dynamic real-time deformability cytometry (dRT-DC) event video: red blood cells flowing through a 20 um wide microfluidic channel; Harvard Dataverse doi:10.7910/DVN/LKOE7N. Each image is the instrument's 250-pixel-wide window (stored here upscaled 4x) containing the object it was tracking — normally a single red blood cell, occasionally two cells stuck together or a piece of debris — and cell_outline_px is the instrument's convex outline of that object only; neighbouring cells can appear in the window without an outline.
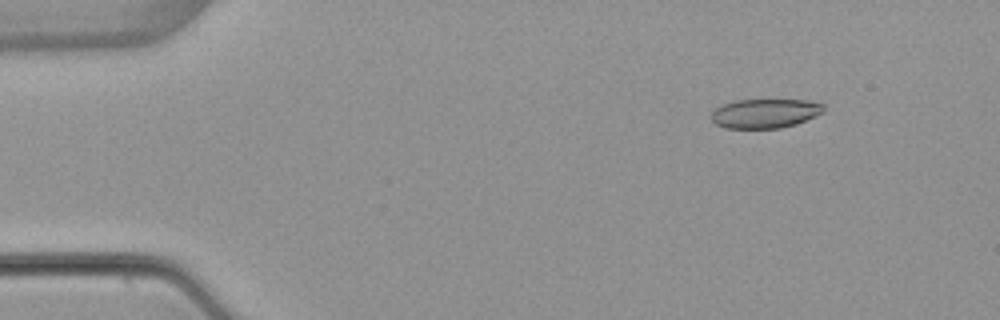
{"species": "common noctule bat (a hibernating species)", "species_latin": "Nyctalus noctula", "temperature_condition": "warm", "stored_images_in_passage": 6, "camera_frame_rate_fps": 3000, "um_per_image_px": 0.085, "animal": {"sex": "female", "body_mass_g": 22.7, "forearm_length_mm": 54.2}, "frame": {"image": 1, "passage_image": 2, "time_ms": 1.333, "image_size_px": [1000, 320], "cell_outline_px": [[824, 112], [816, 116], [796, 124], [780, 128], [724, 128], [716, 124], [712, 120], [712, 112], [716, 108], [732, 100], [808, 100], [824, 104]], "centroid_in_image_um": [65.05, 9.64], "position_along_channel_um": 20.0, "area_um2": 19.19}}
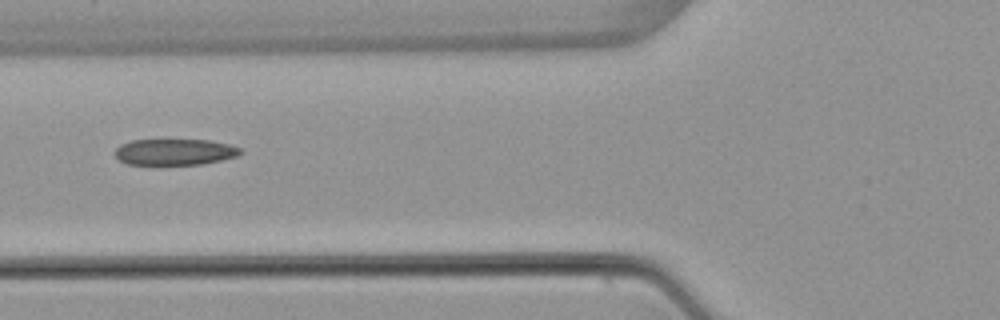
{"frame": {"image": 2, "passage_image": 5, "time_ms": 6.0, "image_size_px": [1000, 320], "cell_outline_px": [[244, 152], [236, 156], [204, 164], [160, 168], [156, 168], [128, 164], [120, 160], [112, 152], [120, 144], [132, 140], [208, 140], [228, 144], [240, 148]], "centroid_in_image_um": [14.78, 12.98], "position_along_channel_um": 111.0, "area_um2": 20.23}}
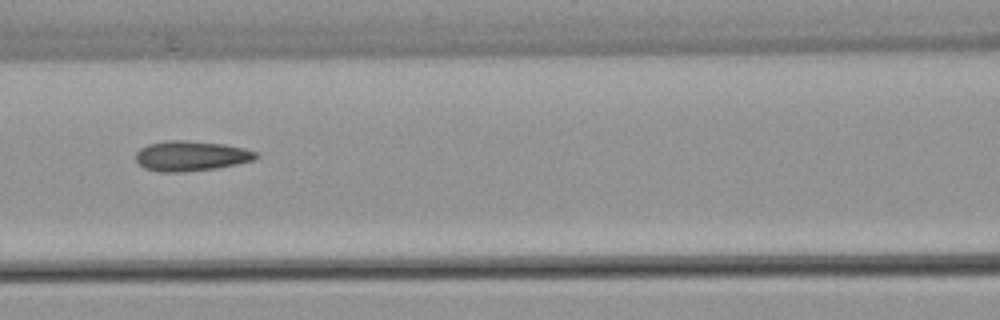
{"frame": {"image": 3, "passage_image": 6, "time_ms": 7.0, "image_size_px": [1000, 320], "cell_outline_px": [[260, 156], [256, 160], [216, 168], [180, 172], [160, 172], [144, 168], [136, 160], [136, 152], [140, 148], [148, 144], [168, 140], [188, 140], [224, 144], [244, 148], [256, 152]], "centroid_in_image_um": [16.25, 13.25], "position_along_channel_um": 150.4, "area_um2": 21.15}}